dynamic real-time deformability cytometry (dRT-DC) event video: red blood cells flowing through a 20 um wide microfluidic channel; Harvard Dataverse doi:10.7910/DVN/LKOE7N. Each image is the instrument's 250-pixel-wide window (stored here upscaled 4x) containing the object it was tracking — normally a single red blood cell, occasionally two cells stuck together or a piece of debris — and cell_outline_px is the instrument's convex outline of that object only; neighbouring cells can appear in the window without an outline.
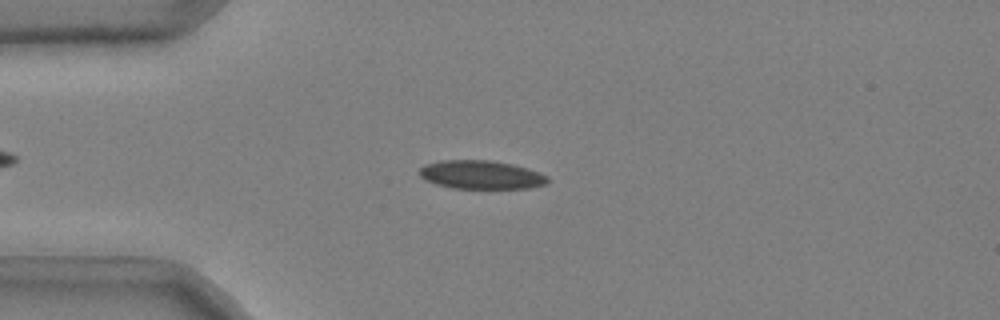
{"species": "common noctule bat (a hibernating species)", "species_latin": "Nyctalus noctula", "temperature_condition": "cold", "stored_images_in_passage": 51, "camera_frame_rate_fps": 3000, "um_per_image_px": 0.085, "animal": {"sex": "male", "body_mass_g": 20.4}, "frame": {"image": 1, "passage_image": 13, "time_ms": 4.0, "image_size_px": [1000, 320], "cell_outline_px": [[548, 184], [528, 188], [452, 188], [436, 184], [424, 180], [420, 176], [420, 168], [424, 164], [440, 160], [492, 160], [512, 164], [528, 168], [548, 176]], "centroid_in_image_um": [40.89, 14.85], "position_along_channel_um": 44.1, "area_um2": 21.44}}
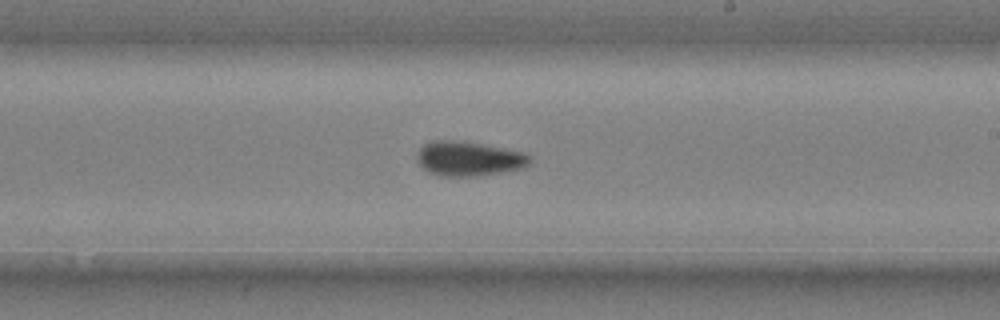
{"frame": {"image": 2, "passage_image": 31, "time_ms": 10.0, "image_size_px": [1000, 320], "cell_outline_px": [[532, 160], [524, 168], [476, 176], [440, 176], [428, 172], [416, 160], [416, 156], [420, 148], [424, 144], [432, 140], [464, 140], [524, 152], [532, 156]], "centroid_in_image_um": [39.85, 13.47], "position_along_channel_um": 249.2, "area_um2": 23.0}}
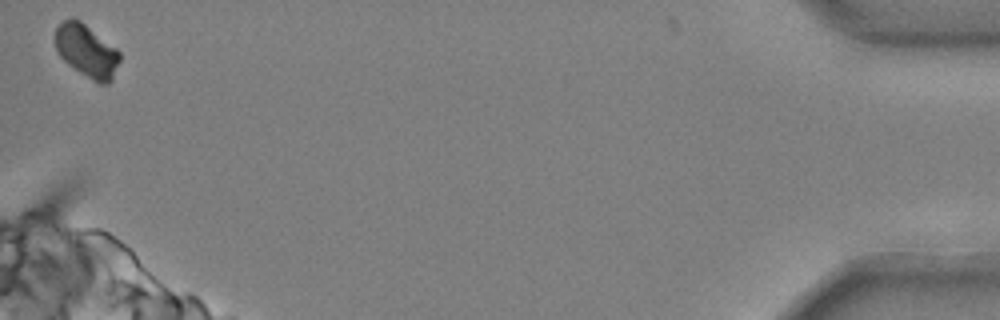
{"frame": {"image": 3, "passage_image": 51, "time_ms": 16.667, "image_size_px": [1000, 320], "cell_outline_px": [[120, 60], [112, 80], [108, 84], [100, 84], [92, 80], [68, 64], [56, 52], [56, 28], [64, 20], [80, 20], [116, 48], [120, 52]], "centroid_in_image_um": [7.39, 4.35], "position_along_channel_um": 427.8, "area_um2": 19.54}, "authors_computed_cell_mechanics": {"area_um2": 21.5594, "velocity_mm_per_s": 3.7203, "shape_relaxation_time_tau1_ms": null, "shape_relaxation_time_tau2_ms": 5.5597, "deformation_change_tau1": null, "deformation_change_tau2": 0.0756}}